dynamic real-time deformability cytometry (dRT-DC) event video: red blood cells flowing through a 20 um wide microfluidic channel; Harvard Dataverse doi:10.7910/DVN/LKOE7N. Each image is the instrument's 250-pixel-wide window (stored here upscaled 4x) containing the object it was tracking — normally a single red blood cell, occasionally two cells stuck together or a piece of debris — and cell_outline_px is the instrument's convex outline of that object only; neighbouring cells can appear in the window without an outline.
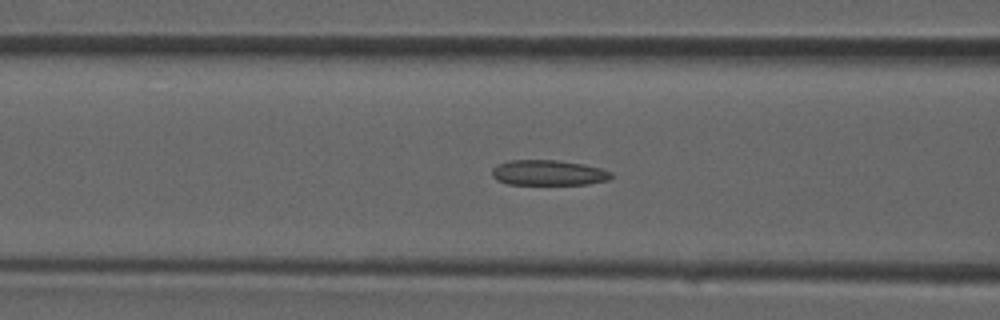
{"species": "common noctule bat (a hibernating species)", "species_latin": "Nyctalus noctula", "temperature_condition": "room temperature", "stored_images_in_passage": 38, "camera_frame_rate_fps": 3000, "um_per_image_px": 0.085, "animal": {"sex": "male", "forearm_length_mm": 52.5}, "frame": {"image": 1, "passage_image": 15, "time_ms": 4.667, "image_size_px": [1000, 320], "cell_outline_px": [[612, 176], [608, 180], [588, 184], [508, 184], [496, 180], [492, 176], [492, 168], [496, 164], [508, 160], [556, 160], [584, 164], [600, 168], [612, 172]], "centroid_in_image_um": [46.58, 14.68], "position_along_channel_um": 120.0, "area_um2": 17.69}}
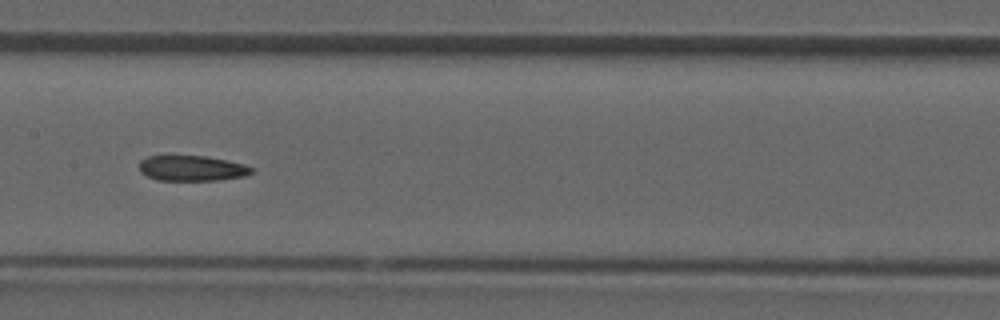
{"frame": {"image": 2, "passage_image": 19, "time_ms": 6.0, "image_size_px": [1000, 320], "cell_outline_px": [[252, 172], [244, 176], [220, 180], [156, 180], [140, 172], [140, 160], [148, 156], [204, 156], [228, 160], [244, 164], [252, 168]], "centroid_in_image_um": [16.3, 14.3], "position_along_channel_um": 191.1, "area_um2": 16.53}}
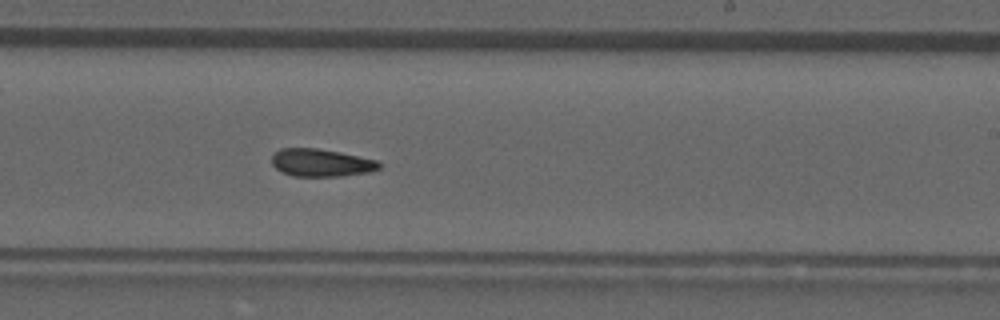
{"frame": {"image": 3, "passage_image": 23, "time_ms": 7.333, "image_size_px": [1000, 320], "cell_outline_px": [[384, 164], [380, 168], [372, 172], [340, 176], [292, 176], [276, 168], [272, 164], [272, 156], [280, 148], [316, 148], [340, 152], [376, 160]], "centroid_in_image_um": [27.34, 13.83], "position_along_channel_um": 261.7, "area_um2": 17.34}}